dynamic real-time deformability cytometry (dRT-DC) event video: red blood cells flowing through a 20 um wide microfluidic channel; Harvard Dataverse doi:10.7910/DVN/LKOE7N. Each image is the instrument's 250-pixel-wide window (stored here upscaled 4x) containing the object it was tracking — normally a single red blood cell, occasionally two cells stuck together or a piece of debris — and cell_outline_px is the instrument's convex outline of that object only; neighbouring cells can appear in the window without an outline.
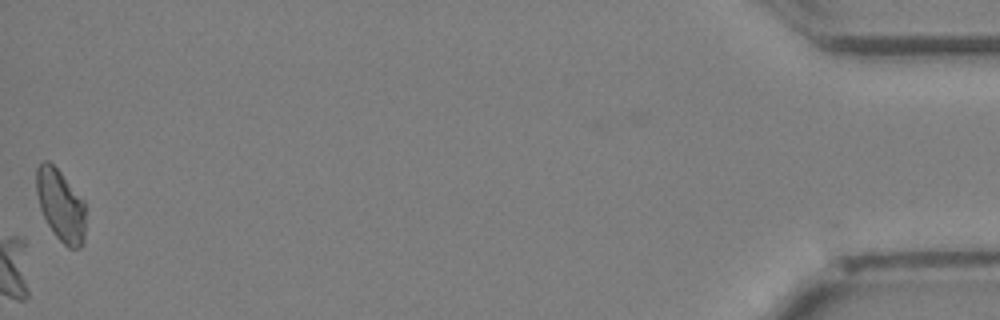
{"species": "Egyptian fruit bat (a non-hibernating species)", "species_latin": "Rousettus aegyptiacus", "temperature_condition": "cold", "stored_images_in_passage": 32, "camera_frame_rate_fps": 3000, "um_per_image_px": 0.085, "animal": {"sex": "female"}, "frame": {"image": 1, "passage_image": 32, "time_ms": 10.333, "image_size_px": [1000, 320], "cell_outline_px": [[84, 244], [80, 248], [68, 248], [52, 232], [40, 208], [36, 192], [36, 168], [44, 160], [48, 160], [60, 172], [84, 200]], "centroid_in_image_um": [5.15, 17.46], "position_along_channel_um": 430.1, "area_um2": 20.46}}